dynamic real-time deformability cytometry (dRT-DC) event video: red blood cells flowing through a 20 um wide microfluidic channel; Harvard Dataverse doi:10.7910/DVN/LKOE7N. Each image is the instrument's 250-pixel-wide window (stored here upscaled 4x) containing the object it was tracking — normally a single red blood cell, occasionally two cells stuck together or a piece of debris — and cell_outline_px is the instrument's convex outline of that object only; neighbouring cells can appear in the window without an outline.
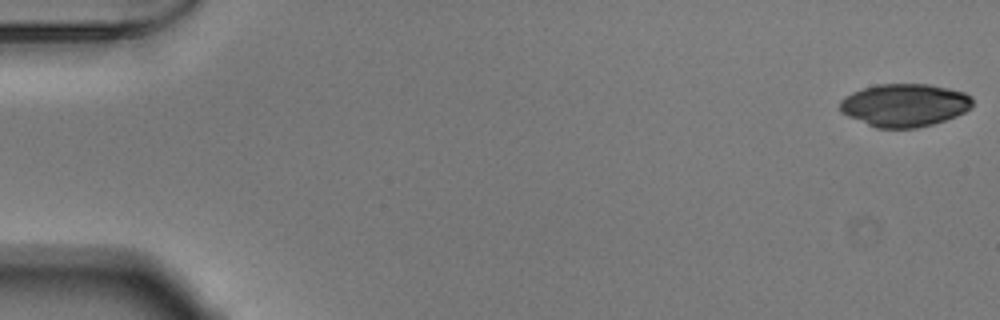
{"species": "Egyptian fruit bat (a non-hibernating species)", "species_latin": "Rousettus aegyptiacus", "temperature_condition": "warm", "stored_images_in_passage": 10, "camera_frame_rate_fps": 3000, "um_per_image_px": 0.085, "animal": {"sex": "male"}, "frame": {"image": 1, "passage_image": 1, "time_ms": 0.0, "image_size_px": [1000, 320], "cell_outline_px": [[972, 108], [956, 116], [932, 124], [916, 128], [876, 128], [848, 116], [840, 112], [840, 100], [844, 96], [852, 92], [876, 84], [928, 84], [948, 88], [964, 92], [972, 96]], "centroid_in_image_um": [76.88, 8.93], "position_along_channel_um": 8.1, "area_um2": 33.23}}